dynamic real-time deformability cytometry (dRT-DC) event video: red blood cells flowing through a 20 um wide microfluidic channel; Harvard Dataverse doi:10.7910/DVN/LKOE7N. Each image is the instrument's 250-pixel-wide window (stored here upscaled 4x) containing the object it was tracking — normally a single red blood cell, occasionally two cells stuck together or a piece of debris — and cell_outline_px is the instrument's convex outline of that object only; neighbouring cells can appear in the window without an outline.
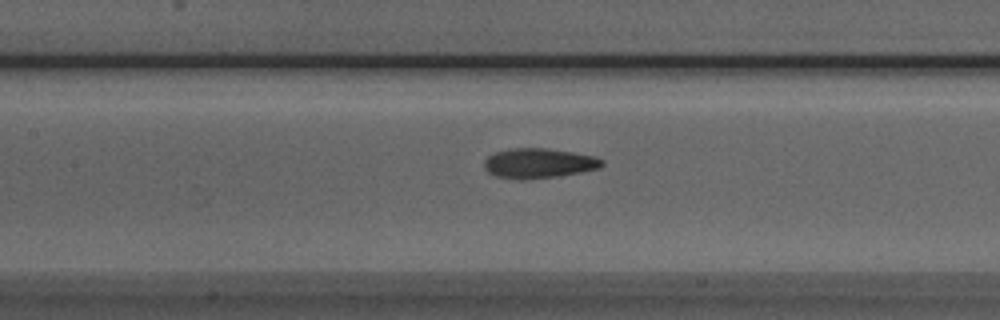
{"species": "Egyptian fruit bat (a non-hibernating species)", "species_latin": "Rousettus aegyptiacus", "temperature_condition": "room temperature", "stored_images_in_passage": 41, "camera_frame_rate_fps": 3000, "um_per_image_px": 0.085, "animal": {"sex": "male"}, "frame": {"image": 1, "passage_image": 23, "time_ms": 7.333, "image_size_px": [1000, 320], "cell_outline_px": [[604, 164], [600, 168], [580, 172], [556, 176], [520, 180], [496, 176], [488, 172], [484, 168], [484, 160], [488, 156], [496, 152], [512, 148], [544, 148], [572, 152], [596, 156], [604, 160]], "centroid_in_image_um": [45.8, 13.87], "position_along_channel_um": 161.6, "area_um2": 20.46}}
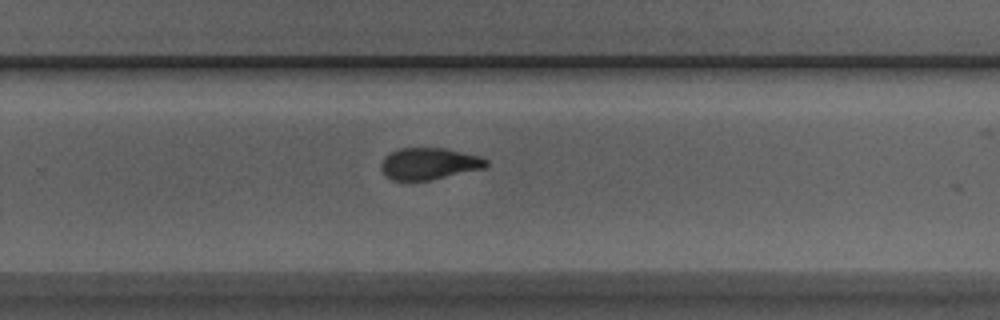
{"frame": {"image": 2, "passage_image": 33, "time_ms": 10.667, "image_size_px": [1000, 320], "cell_outline_px": [[488, 164], [484, 168], [428, 180], [392, 180], [384, 176], [380, 168], [380, 164], [384, 156], [400, 148], [444, 148], [480, 156], [488, 160]], "centroid_in_image_um": [36.43, 13.91], "position_along_channel_um": 293.4, "area_um2": 19.36}}
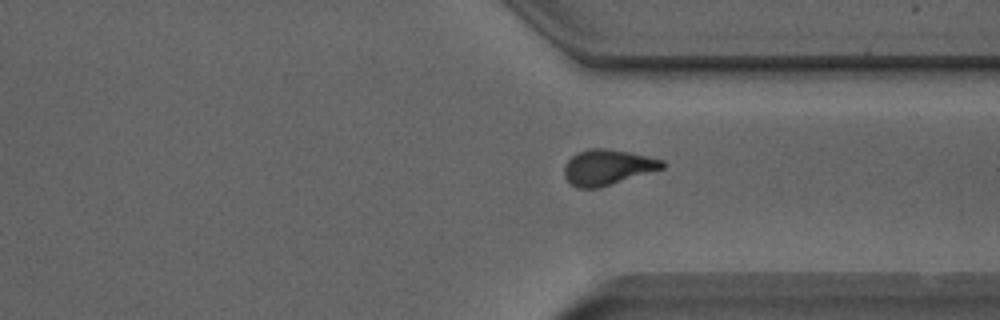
{"frame": {"image": 3, "passage_image": 38, "time_ms": 12.333, "image_size_px": [1000, 320], "cell_outline_px": [[664, 168], [600, 188], [576, 188], [564, 176], [564, 164], [576, 152], [588, 148], [604, 148], [628, 152], [664, 160]], "centroid_in_image_um": [51.61, 14.22], "position_along_channel_um": 359.8, "area_um2": 20.29}}